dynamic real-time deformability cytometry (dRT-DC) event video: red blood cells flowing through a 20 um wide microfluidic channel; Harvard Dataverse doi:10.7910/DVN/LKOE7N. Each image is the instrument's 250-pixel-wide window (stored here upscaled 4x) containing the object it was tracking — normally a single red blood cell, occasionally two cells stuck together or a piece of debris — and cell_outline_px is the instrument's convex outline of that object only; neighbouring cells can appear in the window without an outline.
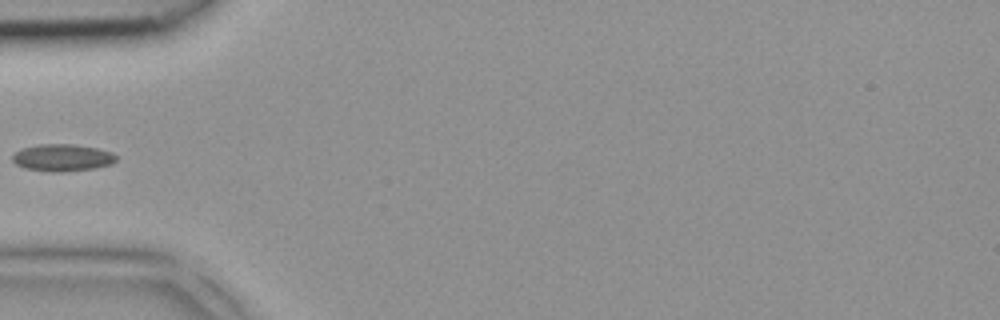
{"species": "common noctule bat (a hibernating species)", "species_latin": "Nyctalus noctula", "temperature_condition": "room temperature", "stored_images_in_passage": 4, "camera_frame_rate_fps": 3000, "um_per_image_px": 0.085, "animal": {"sex": "female", "body_mass_g": 18.4}, "frame": {"image": 1, "passage_image": 4, "time_ms": 1.0, "image_size_px": [1000, 320], "cell_outline_px": [[116, 160], [112, 164], [92, 168], [60, 172], [52, 172], [24, 168], [16, 164], [12, 160], [12, 156], [20, 148], [40, 144], [72, 144], [96, 148], [112, 152], [116, 156]], "centroid_in_image_um": [5.27, 13.4], "position_along_channel_um": 79.7, "area_um2": 16.3}}